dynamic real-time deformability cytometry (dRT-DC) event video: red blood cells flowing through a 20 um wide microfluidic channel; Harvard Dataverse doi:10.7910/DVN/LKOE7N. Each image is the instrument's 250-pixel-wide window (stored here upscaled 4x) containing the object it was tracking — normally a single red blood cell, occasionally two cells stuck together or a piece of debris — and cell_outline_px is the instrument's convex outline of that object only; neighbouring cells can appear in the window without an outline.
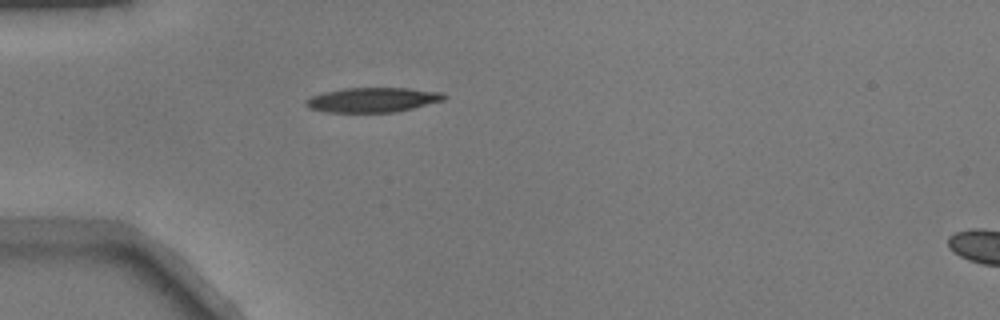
{"species": "common noctule bat (a hibernating species)", "species_latin": "Nyctalus noctula", "temperature_condition": "warm", "stored_images_in_passage": 5, "camera_frame_rate_fps": 3000, "um_per_image_px": 0.085, "animal": {"sex": "male", "body_mass_g": 17.9}, "frame": {"image": 1, "passage_image": 1, "time_ms": 0.0, "image_size_px": [1000, 320], "cell_outline_px": [[448, 96], [444, 100], [396, 112], [324, 112], [308, 108], [304, 104], [304, 100], [312, 96], [324, 92], [344, 88], [408, 88], [444, 92]], "centroid_in_image_um": [31.67, 8.48], "position_along_channel_um": 53.3, "area_um2": 20.0}}
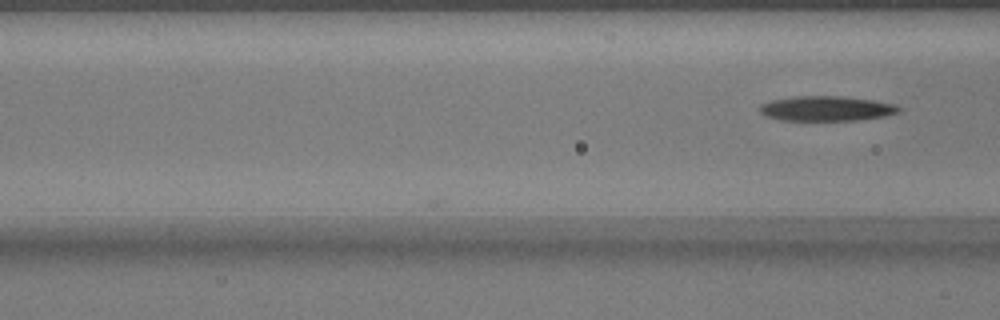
{"frame": {"image": 2, "passage_image": 5, "time_ms": 1.333, "image_size_px": [1000, 320], "cell_outline_px": [[900, 112], [884, 116], [856, 120], [780, 120], [768, 116], [760, 112], [760, 104], [772, 100], [796, 96], [840, 96], [872, 100], [892, 104], [900, 108]], "centroid_in_image_um": [70.22, 9.22], "position_along_channel_um": 96.4, "area_um2": 19.88}}